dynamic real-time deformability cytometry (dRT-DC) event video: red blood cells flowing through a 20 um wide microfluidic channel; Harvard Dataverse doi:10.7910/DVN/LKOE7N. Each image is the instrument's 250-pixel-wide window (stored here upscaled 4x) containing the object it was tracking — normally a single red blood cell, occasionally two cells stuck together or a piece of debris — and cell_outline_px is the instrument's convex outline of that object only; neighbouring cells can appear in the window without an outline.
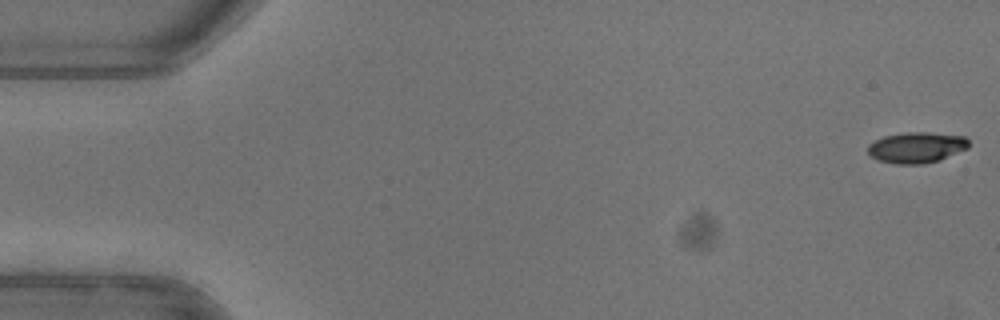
{"species": "common noctule bat (a hibernating species)", "species_latin": "Nyctalus noctula", "temperature_condition": "warm", "stored_images_in_passage": 49, "camera_frame_rate_fps": 3000, "um_per_image_px": 0.085, "animal": {"sex": "female"}, "frame": {"image": 1, "passage_image": 1, "time_ms": 0.0, "image_size_px": [1000, 320], "cell_outline_px": [[968, 148], [940, 160], [924, 164], [896, 164], [880, 160], [872, 156], [868, 152], [868, 144], [884, 136], [904, 132], [928, 132], [964, 136], [968, 140]], "centroid_in_image_um": [77.92, 12.53], "position_along_channel_um": 7.1, "area_um2": 18.09}}
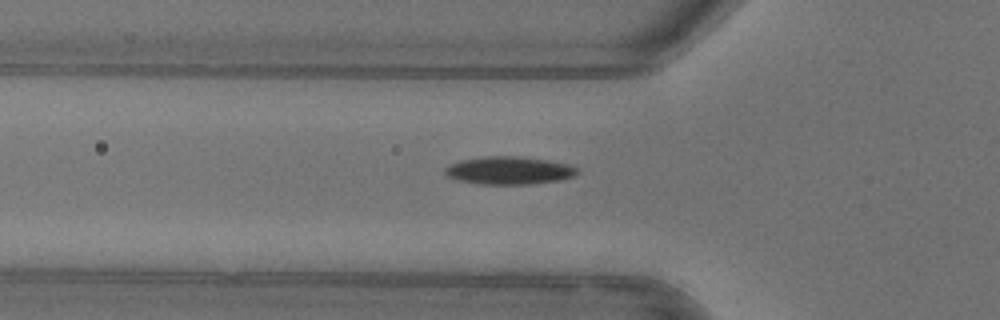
{"frame": {"image": 2, "passage_image": 18, "time_ms": 5.667, "image_size_px": [1000, 320], "cell_outline_px": [[580, 172], [572, 176], [560, 180], [528, 184], [480, 184], [456, 180], [448, 176], [444, 172], [444, 168], [448, 164], [460, 160], [488, 156], [516, 156], [548, 160], [568, 164], [576, 168]], "centroid_in_image_um": [43.23, 14.49], "position_along_channel_um": 82.6, "area_um2": 21.44}}
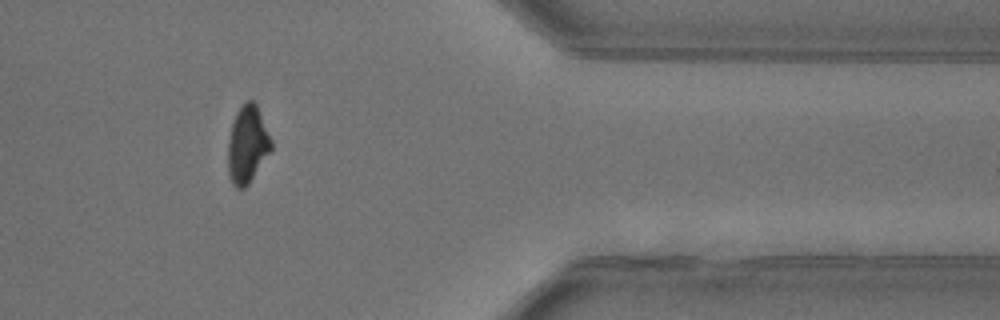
{"frame": {"image": 3, "passage_image": 43, "time_ms": 14.0, "image_size_px": [1000, 320], "cell_outline_px": [[272, 148], [248, 184], [244, 188], [236, 188], [232, 184], [228, 176], [228, 140], [232, 124], [236, 112], [244, 100], [252, 100], [256, 104], [272, 140]], "centroid_in_image_um": [21.01, 12.27], "position_along_channel_um": 390.4, "area_um2": 19.42}}